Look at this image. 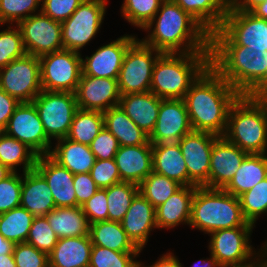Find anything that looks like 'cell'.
Wrapping results in <instances>:
<instances>
[{
    "instance_id": "cell-1",
    "label": "cell",
    "mask_w": 267,
    "mask_h": 267,
    "mask_svg": "<svg viewBox=\"0 0 267 267\" xmlns=\"http://www.w3.org/2000/svg\"><path fill=\"white\" fill-rule=\"evenodd\" d=\"M142 30L148 35L140 40L161 53L210 52V33L173 0H164Z\"/></svg>"
},
{
    "instance_id": "cell-2",
    "label": "cell",
    "mask_w": 267,
    "mask_h": 267,
    "mask_svg": "<svg viewBox=\"0 0 267 267\" xmlns=\"http://www.w3.org/2000/svg\"><path fill=\"white\" fill-rule=\"evenodd\" d=\"M239 96L209 65L192 83L183 98L192 130L223 136L230 107Z\"/></svg>"
},
{
    "instance_id": "cell-3",
    "label": "cell",
    "mask_w": 267,
    "mask_h": 267,
    "mask_svg": "<svg viewBox=\"0 0 267 267\" xmlns=\"http://www.w3.org/2000/svg\"><path fill=\"white\" fill-rule=\"evenodd\" d=\"M210 65V52L161 53L150 91L160 99H183L192 83Z\"/></svg>"
},
{
    "instance_id": "cell-4",
    "label": "cell",
    "mask_w": 267,
    "mask_h": 267,
    "mask_svg": "<svg viewBox=\"0 0 267 267\" xmlns=\"http://www.w3.org/2000/svg\"><path fill=\"white\" fill-rule=\"evenodd\" d=\"M223 137L249 154H267V98L240 95L230 107Z\"/></svg>"
},
{
    "instance_id": "cell-5",
    "label": "cell",
    "mask_w": 267,
    "mask_h": 267,
    "mask_svg": "<svg viewBox=\"0 0 267 267\" xmlns=\"http://www.w3.org/2000/svg\"><path fill=\"white\" fill-rule=\"evenodd\" d=\"M210 66L245 95L264 76L267 52L241 45H210Z\"/></svg>"
},
{
    "instance_id": "cell-6",
    "label": "cell",
    "mask_w": 267,
    "mask_h": 267,
    "mask_svg": "<svg viewBox=\"0 0 267 267\" xmlns=\"http://www.w3.org/2000/svg\"><path fill=\"white\" fill-rule=\"evenodd\" d=\"M189 226L204 234L220 229L255 227L243 216L239 197L224 189L196 187Z\"/></svg>"
},
{
    "instance_id": "cell-7",
    "label": "cell",
    "mask_w": 267,
    "mask_h": 267,
    "mask_svg": "<svg viewBox=\"0 0 267 267\" xmlns=\"http://www.w3.org/2000/svg\"><path fill=\"white\" fill-rule=\"evenodd\" d=\"M210 45H241L267 52V20L231 4L222 26L210 34Z\"/></svg>"
},
{
    "instance_id": "cell-8",
    "label": "cell",
    "mask_w": 267,
    "mask_h": 267,
    "mask_svg": "<svg viewBox=\"0 0 267 267\" xmlns=\"http://www.w3.org/2000/svg\"><path fill=\"white\" fill-rule=\"evenodd\" d=\"M160 54L138 38L128 47L118 77L121 95L150 91L154 65Z\"/></svg>"
},
{
    "instance_id": "cell-9",
    "label": "cell",
    "mask_w": 267,
    "mask_h": 267,
    "mask_svg": "<svg viewBox=\"0 0 267 267\" xmlns=\"http://www.w3.org/2000/svg\"><path fill=\"white\" fill-rule=\"evenodd\" d=\"M107 0H85L62 26L63 49L81 53V49L93 40L107 12Z\"/></svg>"
},
{
    "instance_id": "cell-10",
    "label": "cell",
    "mask_w": 267,
    "mask_h": 267,
    "mask_svg": "<svg viewBox=\"0 0 267 267\" xmlns=\"http://www.w3.org/2000/svg\"><path fill=\"white\" fill-rule=\"evenodd\" d=\"M47 137L52 141L65 138L78 110L75 94L42 90L32 101Z\"/></svg>"
},
{
    "instance_id": "cell-11",
    "label": "cell",
    "mask_w": 267,
    "mask_h": 267,
    "mask_svg": "<svg viewBox=\"0 0 267 267\" xmlns=\"http://www.w3.org/2000/svg\"><path fill=\"white\" fill-rule=\"evenodd\" d=\"M81 55L61 49L40 56L42 90L74 93L82 74Z\"/></svg>"
},
{
    "instance_id": "cell-12",
    "label": "cell",
    "mask_w": 267,
    "mask_h": 267,
    "mask_svg": "<svg viewBox=\"0 0 267 267\" xmlns=\"http://www.w3.org/2000/svg\"><path fill=\"white\" fill-rule=\"evenodd\" d=\"M0 89L20 103L32 102L42 91L39 57L25 54L1 68Z\"/></svg>"
},
{
    "instance_id": "cell-13",
    "label": "cell",
    "mask_w": 267,
    "mask_h": 267,
    "mask_svg": "<svg viewBox=\"0 0 267 267\" xmlns=\"http://www.w3.org/2000/svg\"><path fill=\"white\" fill-rule=\"evenodd\" d=\"M3 132L25 143L38 156L49 155L53 147L33 102L20 103Z\"/></svg>"
},
{
    "instance_id": "cell-14",
    "label": "cell",
    "mask_w": 267,
    "mask_h": 267,
    "mask_svg": "<svg viewBox=\"0 0 267 267\" xmlns=\"http://www.w3.org/2000/svg\"><path fill=\"white\" fill-rule=\"evenodd\" d=\"M17 26L22 34L26 54L40 57L63 49L61 22L42 12L20 21Z\"/></svg>"
},
{
    "instance_id": "cell-15",
    "label": "cell",
    "mask_w": 267,
    "mask_h": 267,
    "mask_svg": "<svg viewBox=\"0 0 267 267\" xmlns=\"http://www.w3.org/2000/svg\"><path fill=\"white\" fill-rule=\"evenodd\" d=\"M219 137L210 132L192 130L178 141L188 171L189 186L208 188L211 151Z\"/></svg>"
},
{
    "instance_id": "cell-16",
    "label": "cell",
    "mask_w": 267,
    "mask_h": 267,
    "mask_svg": "<svg viewBox=\"0 0 267 267\" xmlns=\"http://www.w3.org/2000/svg\"><path fill=\"white\" fill-rule=\"evenodd\" d=\"M253 228L235 227L210 233L208 251L222 267L248 261L259 252L251 245Z\"/></svg>"
},
{
    "instance_id": "cell-17",
    "label": "cell",
    "mask_w": 267,
    "mask_h": 267,
    "mask_svg": "<svg viewBox=\"0 0 267 267\" xmlns=\"http://www.w3.org/2000/svg\"><path fill=\"white\" fill-rule=\"evenodd\" d=\"M192 131L183 99H161L155 128L149 136L151 144L175 143Z\"/></svg>"
},
{
    "instance_id": "cell-18",
    "label": "cell",
    "mask_w": 267,
    "mask_h": 267,
    "mask_svg": "<svg viewBox=\"0 0 267 267\" xmlns=\"http://www.w3.org/2000/svg\"><path fill=\"white\" fill-rule=\"evenodd\" d=\"M78 109L104 112L119 105L118 79L81 74L74 92Z\"/></svg>"
},
{
    "instance_id": "cell-19",
    "label": "cell",
    "mask_w": 267,
    "mask_h": 267,
    "mask_svg": "<svg viewBox=\"0 0 267 267\" xmlns=\"http://www.w3.org/2000/svg\"><path fill=\"white\" fill-rule=\"evenodd\" d=\"M136 39L135 35L124 34L99 47L91 56L82 58V73L92 77L118 79L124 55Z\"/></svg>"
},
{
    "instance_id": "cell-20",
    "label": "cell",
    "mask_w": 267,
    "mask_h": 267,
    "mask_svg": "<svg viewBox=\"0 0 267 267\" xmlns=\"http://www.w3.org/2000/svg\"><path fill=\"white\" fill-rule=\"evenodd\" d=\"M248 154L220 136L211 151L208 188L224 189Z\"/></svg>"
},
{
    "instance_id": "cell-21",
    "label": "cell",
    "mask_w": 267,
    "mask_h": 267,
    "mask_svg": "<svg viewBox=\"0 0 267 267\" xmlns=\"http://www.w3.org/2000/svg\"><path fill=\"white\" fill-rule=\"evenodd\" d=\"M35 169L47 181L52 191L56 207L66 208L77 206L73 183L74 174L65 167L59 165L49 155L38 156Z\"/></svg>"
},
{
    "instance_id": "cell-22",
    "label": "cell",
    "mask_w": 267,
    "mask_h": 267,
    "mask_svg": "<svg viewBox=\"0 0 267 267\" xmlns=\"http://www.w3.org/2000/svg\"><path fill=\"white\" fill-rule=\"evenodd\" d=\"M121 224L132 242L143 251L151 231L158 229L155 208L143 195L138 193L132 200Z\"/></svg>"
},
{
    "instance_id": "cell-23",
    "label": "cell",
    "mask_w": 267,
    "mask_h": 267,
    "mask_svg": "<svg viewBox=\"0 0 267 267\" xmlns=\"http://www.w3.org/2000/svg\"><path fill=\"white\" fill-rule=\"evenodd\" d=\"M114 160L122 182L140 185L153 171L152 144L120 146Z\"/></svg>"
},
{
    "instance_id": "cell-24",
    "label": "cell",
    "mask_w": 267,
    "mask_h": 267,
    "mask_svg": "<svg viewBox=\"0 0 267 267\" xmlns=\"http://www.w3.org/2000/svg\"><path fill=\"white\" fill-rule=\"evenodd\" d=\"M20 206L34 217L45 216L56 208L47 181L36 169L22 173Z\"/></svg>"
},
{
    "instance_id": "cell-25",
    "label": "cell",
    "mask_w": 267,
    "mask_h": 267,
    "mask_svg": "<svg viewBox=\"0 0 267 267\" xmlns=\"http://www.w3.org/2000/svg\"><path fill=\"white\" fill-rule=\"evenodd\" d=\"M161 99L151 91L121 95L119 106L125 114L148 136L153 132Z\"/></svg>"
},
{
    "instance_id": "cell-26",
    "label": "cell",
    "mask_w": 267,
    "mask_h": 267,
    "mask_svg": "<svg viewBox=\"0 0 267 267\" xmlns=\"http://www.w3.org/2000/svg\"><path fill=\"white\" fill-rule=\"evenodd\" d=\"M196 186H182L167 201L155 208L158 229L189 225Z\"/></svg>"
},
{
    "instance_id": "cell-27",
    "label": "cell",
    "mask_w": 267,
    "mask_h": 267,
    "mask_svg": "<svg viewBox=\"0 0 267 267\" xmlns=\"http://www.w3.org/2000/svg\"><path fill=\"white\" fill-rule=\"evenodd\" d=\"M153 171L189 186V176L180 145L175 143L152 144Z\"/></svg>"
},
{
    "instance_id": "cell-28",
    "label": "cell",
    "mask_w": 267,
    "mask_h": 267,
    "mask_svg": "<svg viewBox=\"0 0 267 267\" xmlns=\"http://www.w3.org/2000/svg\"><path fill=\"white\" fill-rule=\"evenodd\" d=\"M92 246L89 235L58 239L49 267H89Z\"/></svg>"
},
{
    "instance_id": "cell-29",
    "label": "cell",
    "mask_w": 267,
    "mask_h": 267,
    "mask_svg": "<svg viewBox=\"0 0 267 267\" xmlns=\"http://www.w3.org/2000/svg\"><path fill=\"white\" fill-rule=\"evenodd\" d=\"M49 156L72 174L90 173L96 158L90 147L68 138L57 140Z\"/></svg>"
},
{
    "instance_id": "cell-30",
    "label": "cell",
    "mask_w": 267,
    "mask_h": 267,
    "mask_svg": "<svg viewBox=\"0 0 267 267\" xmlns=\"http://www.w3.org/2000/svg\"><path fill=\"white\" fill-rule=\"evenodd\" d=\"M173 1L197 20L210 34L222 26L224 17L231 6V0Z\"/></svg>"
},
{
    "instance_id": "cell-31",
    "label": "cell",
    "mask_w": 267,
    "mask_h": 267,
    "mask_svg": "<svg viewBox=\"0 0 267 267\" xmlns=\"http://www.w3.org/2000/svg\"><path fill=\"white\" fill-rule=\"evenodd\" d=\"M266 177L267 154H248L224 190L239 197Z\"/></svg>"
},
{
    "instance_id": "cell-32",
    "label": "cell",
    "mask_w": 267,
    "mask_h": 267,
    "mask_svg": "<svg viewBox=\"0 0 267 267\" xmlns=\"http://www.w3.org/2000/svg\"><path fill=\"white\" fill-rule=\"evenodd\" d=\"M59 239L89 235V223L81 206L56 207L45 215Z\"/></svg>"
},
{
    "instance_id": "cell-33",
    "label": "cell",
    "mask_w": 267,
    "mask_h": 267,
    "mask_svg": "<svg viewBox=\"0 0 267 267\" xmlns=\"http://www.w3.org/2000/svg\"><path fill=\"white\" fill-rule=\"evenodd\" d=\"M104 126L118 140L120 146L143 145L149 140L146 135L118 105L103 112Z\"/></svg>"
},
{
    "instance_id": "cell-34",
    "label": "cell",
    "mask_w": 267,
    "mask_h": 267,
    "mask_svg": "<svg viewBox=\"0 0 267 267\" xmlns=\"http://www.w3.org/2000/svg\"><path fill=\"white\" fill-rule=\"evenodd\" d=\"M89 236L93 245L117 252H142L123 230L121 222L107 220L90 224Z\"/></svg>"
},
{
    "instance_id": "cell-35",
    "label": "cell",
    "mask_w": 267,
    "mask_h": 267,
    "mask_svg": "<svg viewBox=\"0 0 267 267\" xmlns=\"http://www.w3.org/2000/svg\"><path fill=\"white\" fill-rule=\"evenodd\" d=\"M38 155L25 143L0 132V163L11 172L22 173L35 169ZM20 167L17 169V167Z\"/></svg>"
},
{
    "instance_id": "cell-36",
    "label": "cell",
    "mask_w": 267,
    "mask_h": 267,
    "mask_svg": "<svg viewBox=\"0 0 267 267\" xmlns=\"http://www.w3.org/2000/svg\"><path fill=\"white\" fill-rule=\"evenodd\" d=\"M104 127L103 112L78 109L66 138L89 146Z\"/></svg>"
},
{
    "instance_id": "cell-37",
    "label": "cell",
    "mask_w": 267,
    "mask_h": 267,
    "mask_svg": "<svg viewBox=\"0 0 267 267\" xmlns=\"http://www.w3.org/2000/svg\"><path fill=\"white\" fill-rule=\"evenodd\" d=\"M34 218L21 206L13 208L0 214V233L14 244L25 243Z\"/></svg>"
},
{
    "instance_id": "cell-38",
    "label": "cell",
    "mask_w": 267,
    "mask_h": 267,
    "mask_svg": "<svg viewBox=\"0 0 267 267\" xmlns=\"http://www.w3.org/2000/svg\"><path fill=\"white\" fill-rule=\"evenodd\" d=\"M104 189L108 200V220L121 222L132 200L139 193V186L129 182H120Z\"/></svg>"
},
{
    "instance_id": "cell-39",
    "label": "cell",
    "mask_w": 267,
    "mask_h": 267,
    "mask_svg": "<svg viewBox=\"0 0 267 267\" xmlns=\"http://www.w3.org/2000/svg\"><path fill=\"white\" fill-rule=\"evenodd\" d=\"M182 185L154 171L139 185V193L143 195L154 208L167 201Z\"/></svg>"
},
{
    "instance_id": "cell-40",
    "label": "cell",
    "mask_w": 267,
    "mask_h": 267,
    "mask_svg": "<svg viewBox=\"0 0 267 267\" xmlns=\"http://www.w3.org/2000/svg\"><path fill=\"white\" fill-rule=\"evenodd\" d=\"M164 0H123L121 16L139 29L144 28L155 16Z\"/></svg>"
},
{
    "instance_id": "cell-41",
    "label": "cell",
    "mask_w": 267,
    "mask_h": 267,
    "mask_svg": "<svg viewBox=\"0 0 267 267\" xmlns=\"http://www.w3.org/2000/svg\"><path fill=\"white\" fill-rule=\"evenodd\" d=\"M244 218L255 225L260 215L267 214V177L239 196Z\"/></svg>"
},
{
    "instance_id": "cell-42",
    "label": "cell",
    "mask_w": 267,
    "mask_h": 267,
    "mask_svg": "<svg viewBox=\"0 0 267 267\" xmlns=\"http://www.w3.org/2000/svg\"><path fill=\"white\" fill-rule=\"evenodd\" d=\"M141 252H117L93 245L89 267H141L136 258Z\"/></svg>"
},
{
    "instance_id": "cell-43",
    "label": "cell",
    "mask_w": 267,
    "mask_h": 267,
    "mask_svg": "<svg viewBox=\"0 0 267 267\" xmlns=\"http://www.w3.org/2000/svg\"><path fill=\"white\" fill-rule=\"evenodd\" d=\"M42 0H0V26L15 23L16 25L41 12ZM40 9V10H39ZM38 11V12H37Z\"/></svg>"
},
{
    "instance_id": "cell-44",
    "label": "cell",
    "mask_w": 267,
    "mask_h": 267,
    "mask_svg": "<svg viewBox=\"0 0 267 267\" xmlns=\"http://www.w3.org/2000/svg\"><path fill=\"white\" fill-rule=\"evenodd\" d=\"M6 26L0 31V69L26 54L19 27L14 24Z\"/></svg>"
},
{
    "instance_id": "cell-45",
    "label": "cell",
    "mask_w": 267,
    "mask_h": 267,
    "mask_svg": "<svg viewBox=\"0 0 267 267\" xmlns=\"http://www.w3.org/2000/svg\"><path fill=\"white\" fill-rule=\"evenodd\" d=\"M58 239L46 216H40L34 218L26 243L49 255L57 244Z\"/></svg>"
},
{
    "instance_id": "cell-46",
    "label": "cell",
    "mask_w": 267,
    "mask_h": 267,
    "mask_svg": "<svg viewBox=\"0 0 267 267\" xmlns=\"http://www.w3.org/2000/svg\"><path fill=\"white\" fill-rule=\"evenodd\" d=\"M22 173L12 172L0 181V214L20 206Z\"/></svg>"
},
{
    "instance_id": "cell-47",
    "label": "cell",
    "mask_w": 267,
    "mask_h": 267,
    "mask_svg": "<svg viewBox=\"0 0 267 267\" xmlns=\"http://www.w3.org/2000/svg\"><path fill=\"white\" fill-rule=\"evenodd\" d=\"M13 256L17 267H49V255L28 243H16Z\"/></svg>"
},
{
    "instance_id": "cell-48",
    "label": "cell",
    "mask_w": 267,
    "mask_h": 267,
    "mask_svg": "<svg viewBox=\"0 0 267 267\" xmlns=\"http://www.w3.org/2000/svg\"><path fill=\"white\" fill-rule=\"evenodd\" d=\"M90 175L99 189H104L122 182L114 159H96L90 170Z\"/></svg>"
},
{
    "instance_id": "cell-49",
    "label": "cell",
    "mask_w": 267,
    "mask_h": 267,
    "mask_svg": "<svg viewBox=\"0 0 267 267\" xmlns=\"http://www.w3.org/2000/svg\"><path fill=\"white\" fill-rule=\"evenodd\" d=\"M85 0H42L41 12L59 22L67 20Z\"/></svg>"
},
{
    "instance_id": "cell-50",
    "label": "cell",
    "mask_w": 267,
    "mask_h": 267,
    "mask_svg": "<svg viewBox=\"0 0 267 267\" xmlns=\"http://www.w3.org/2000/svg\"><path fill=\"white\" fill-rule=\"evenodd\" d=\"M82 210L87 217L88 223L93 224L108 220V200L105 189H99L82 206Z\"/></svg>"
},
{
    "instance_id": "cell-51",
    "label": "cell",
    "mask_w": 267,
    "mask_h": 267,
    "mask_svg": "<svg viewBox=\"0 0 267 267\" xmlns=\"http://www.w3.org/2000/svg\"><path fill=\"white\" fill-rule=\"evenodd\" d=\"M96 159H114L120 145L118 140L105 127L89 145Z\"/></svg>"
},
{
    "instance_id": "cell-52",
    "label": "cell",
    "mask_w": 267,
    "mask_h": 267,
    "mask_svg": "<svg viewBox=\"0 0 267 267\" xmlns=\"http://www.w3.org/2000/svg\"><path fill=\"white\" fill-rule=\"evenodd\" d=\"M73 183L77 206H82L99 190V187L91 178L90 173L74 174Z\"/></svg>"
},
{
    "instance_id": "cell-53",
    "label": "cell",
    "mask_w": 267,
    "mask_h": 267,
    "mask_svg": "<svg viewBox=\"0 0 267 267\" xmlns=\"http://www.w3.org/2000/svg\"><path fill=\"white\" fill-rule=\"evenodd\" d=\"M19 104L20 102L17 99L0 89V132L4 131L9 118Z\"/></svg>"
},
{
    "instance_id": "cell-54",
    "label": "cell",
    "mask_w": 267,
    "mask_h": 267,
    "mask_svg": "<svg viewBox=\"0 0 267 267\" xmlns=\"http://www.w3.org/2000/svg\"><path fill=\"white\" fill-rule=\"evenodd\" d=\"M178 259L179 258L175 256L174 253L168 252L150 266H145V264L141 262V267H183Z\"/></svg>"
},
{
    "instance_id": "cell-55",
    "label": "cell",
    "mask_w": 267,
    "mask_h": 267,
    "mask_svg": "<svg viewBox=\"0 0 267 267\" xmlns=\"http://www.w3.org/2000/svg\"><path fill=\"white\" fill-rule=\"evenodd\" d=\"M223 267H267V258L265 252L259 250V252L246 262L239 264H230Z\"/></svg>"
},
{
    "instance_id": "cell-56",
    "label": "cell",
    "mask_w": 267,
    "mask_h": 267,
    "mask_svg": "<svg viewBox=\"0 0 267 267\" xmlns=\"http://www.w3.org/2000/svg\"><path fill=\"white\" fill-rule=\"evenodd\" d=\"M245 95L252 98H267V67L264 76Z\"/></svg>"
},
{
    "instance_id": "cell-57",
    "label": "cell",
    "mask_w": 267,
    "mask_h": 267,
    "mask_svg": "<svg viewBox=\"0 0 267 267\" xmlns=\"http://www.w3.org/2000/svg\"><path fill=\"white\" fill-rule=\"evenodd\" d=\"M265 0H231V4L240 11L251 12L256 6Z\"/></svg>"
},
{
    "instance_id": "cell-58",
    "label": "cell",
    "mask_w": 267,
    "mask_h": 267,
    "mask_svg": "<svg viewBox=\"0 0 267 267\" xmlns=\"http://www.w3.org/2000/svg\"><path fill=\"white\" fill-rule=\"evenodd\" d=\"M14 243L0 233V255L2 254H13Z\"/></svg>"
},
{
    "instance_id": "cell-59",
    "label": "cell",
    "mask_w": 267,
    "mask_h": 267,
    "mask_svg": "<svg viewBox=\"0 0 267 267\" xmlns=\"http://www.w3.org/2000/svg\"><path fill=\"white\" fill-rule=\"evenodd\" d=\"M200 263V264H199ZM192 267H222L215 257L210 253V258L200 259L199 262H195Z\"/></svg>"
},
{
    "instance_id": "cell-60",
    "label": "cell",
    "mask_w": 267,
    "mask_h": 267,
    "mask_svg": "<svg viewBox=\"0 0 267 267\" xmlns=\"http://www.w3.org/2000/svg\"><path fill=\"white\" fill-rule=\"evenodd\" d=\"M256 17L267 20V0H265L262 4L256 6L252 11Z\"/></svg>"
},
{
    "instance_id": "cell-61",
    "label": "cell",
    "mask_w": 267,
    "mask_h": 267,
    "mask_svg": "<svg viewBox=\"0 0 267 267\" xmlns=\"http://www.w3.org/2000/svg\"><path fill=\"white\" fill-rule=\"evenodd\" d=\"M0 267H17L13 254L0 255Z\"/></svg>"
},
{
    "instance_id": "cell-62",
    "label": "cell",
    "mask_w": 267,
    "mask_h": 267,
    "mask_svg": "<svg viewBox=\"0 0 267 267\" xmlns=\"http://www.w3.org/2000/svg\"><path fill=\"white\" fill-rule=\"evenodd\" d=\"M12 172L4 165L0 163V181L8 177Z\"/></svg>"
},
{
    "instance_id": "cell-63",
    "label": "cell",
    "mask_w": 267,
    "mask_h": 267,
    "mask_svg": "<svg viewBox=\"0 0 267 267\" xmlns=\"http://www.w3.org/2000/svg\"><path fill=\"white\" fill-rule=\"evenodd\" d=\"M264 243H263V246H261V248L258 249V250L264 251L265 252V255H267V240Z\"/></svg>"
}]
</instances>
